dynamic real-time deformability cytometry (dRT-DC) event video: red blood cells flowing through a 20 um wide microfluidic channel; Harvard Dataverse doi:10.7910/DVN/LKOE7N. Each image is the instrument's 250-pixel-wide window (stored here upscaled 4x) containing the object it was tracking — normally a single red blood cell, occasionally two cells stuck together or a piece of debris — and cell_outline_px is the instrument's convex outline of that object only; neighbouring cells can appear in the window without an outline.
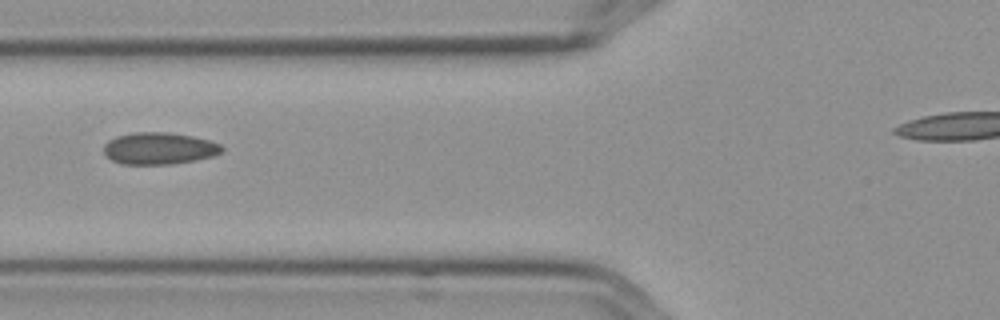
{"species": "Egyptian fruit bat (a non-hibernating species)", "species_latin": "Rousettus aegyptiacus", "temperature_condition": "cold", "stored_images_in_passage": 2, "camera_frame_rate_fps": 3000, "um_per_image_px": 0.085, "frame": {"image": 1, "passage_image": 2, "time_ms": 0.333, "image_size_px": [1000, 320], "cell_outline_px": [[224, 152], [212, 156], [196, 160], [172, 164], [120, 164], [112, 160], [104, 152], [104, 144], [108, 140], [116, 136], [132, 132], [168, 132], [192, 136], [208, 140], [220, 144], [224, 148]], "centroid_in_image_um": [13.53, 12.61], "position_along_channel_um": 112.3, "area_um2": 22.08}}